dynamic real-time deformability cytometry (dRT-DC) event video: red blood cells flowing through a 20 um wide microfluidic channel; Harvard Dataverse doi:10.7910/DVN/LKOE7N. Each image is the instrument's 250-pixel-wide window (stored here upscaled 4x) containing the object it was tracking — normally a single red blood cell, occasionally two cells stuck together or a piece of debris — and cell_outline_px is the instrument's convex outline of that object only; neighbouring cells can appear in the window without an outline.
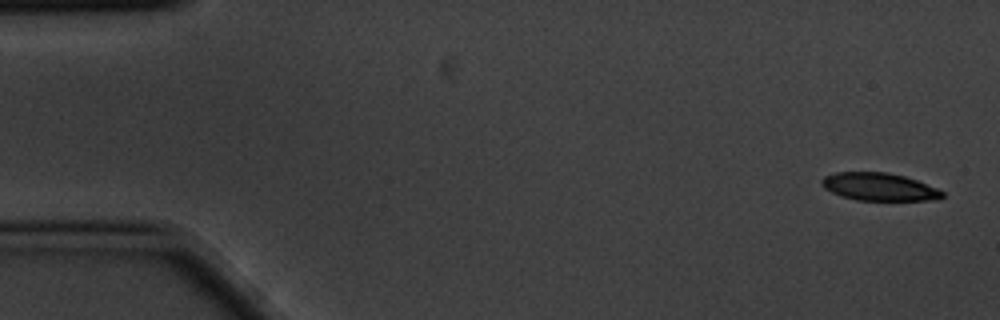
{"species": "common noctule bat (a hibernating species)", "species_latin": "Nyctalus noctula", "temperature_condition": "cold", "stored_images_in_passage": 3, "camera_frame_rate_fps": 3000, "um_per_image_px": 0.085, "animal": {"sex": "male", "body_mass_g": 20.1, "forearm_length_mm": 53.5}, "frame": {"image": 1, "passage_image": 1, "time_ms": 0.0, "image_size_px": [1000, 320], "cell_outline_px": [[944, 196], [936, 200], [856, 200], [840, 196], [824, 188], [820, 184], [820, 180], [824, 176], [836, 172], [888, 172], [904, 176], [916, 180], [936, 188], [944, 192]], "centroid_in_image_um": [74.69, 15.88], "position_along_channel_um": 10.3, "area_um2": 19.54}}